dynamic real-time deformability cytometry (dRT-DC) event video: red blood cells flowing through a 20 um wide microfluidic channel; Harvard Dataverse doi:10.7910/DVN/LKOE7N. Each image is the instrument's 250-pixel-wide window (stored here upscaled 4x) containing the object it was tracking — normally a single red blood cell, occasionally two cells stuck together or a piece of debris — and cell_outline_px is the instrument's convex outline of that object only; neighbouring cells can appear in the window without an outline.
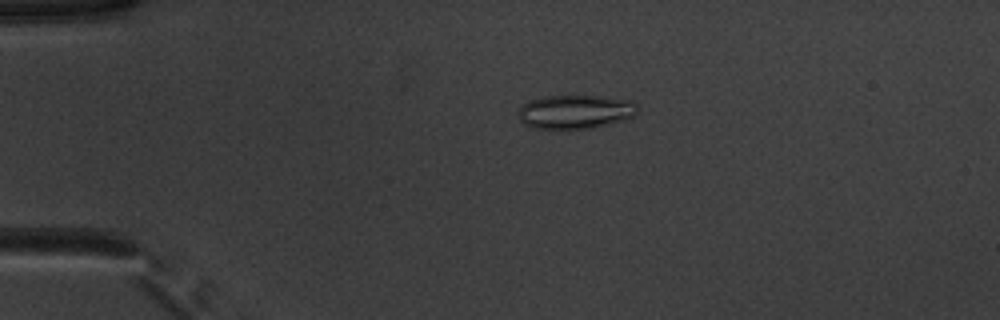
{"species": "common noctule bat (a hibernating species)", "species_latin": "Nyctalus noctula", "temperature_condition": "warm", "stored_images_in_passage": 48, "camera_frame_rate_fps": 3000, "um_per_image_px": 0.085, "animal": {"sex": "male", "body_mass_g": 20.1, "forearm_length_mm": 53.5}, "frame": {"image": 1, "passage_image": 8, "time_ms": 2.333, "image_size_px": [1000, 320], "cell_outline_px": [[636, 112], [632, 116], [624, 120], [592, 128], [532, 128], [524, 124], [520, 120], [520, 108], [528, 100], [544, 96], [596, 96], [632, 100], [636, 104]], "centroid_in_image_um": [48.89, 9.49], "position_along_channel_um": 36.1, "area_um2": 23.24}}
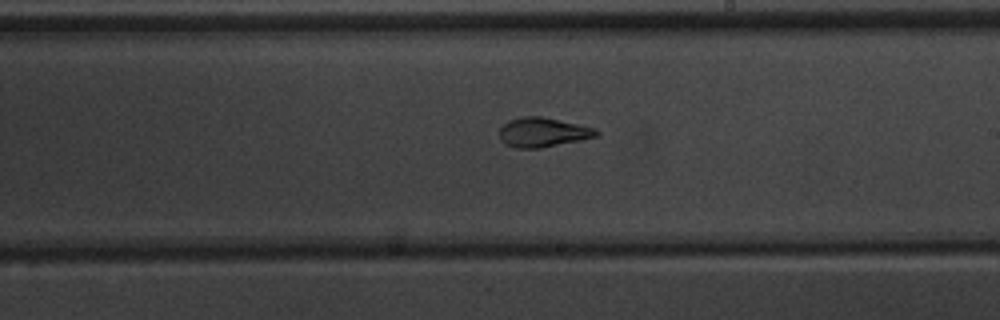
{"frame": {"image": 2, "passage_image": 27, "time_ms": 8.667, "image_size_px": [1000, 320], "cell_outline_px": [[600, 136], [540, 148], [516, 148], [504, 144], [500, 140], [500, 128], [508, 120], [524, 116], [540, 116], [596, 128], [600, 132]], "centroid_in_image_um": [46.15, 11.25], "position_along_channel_um": 242.9, "area_um2": 16.65}}
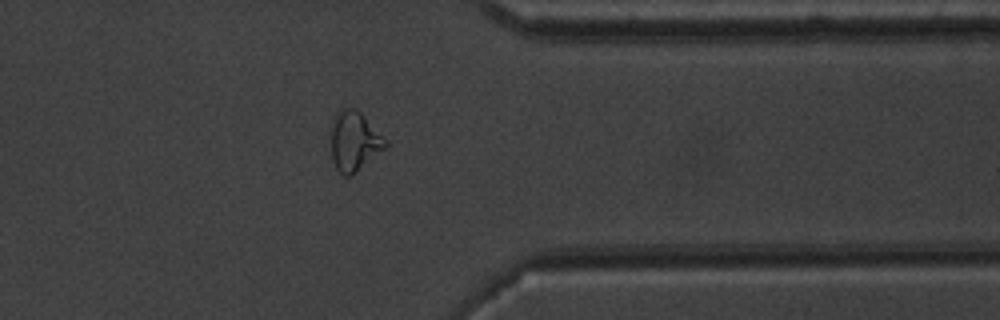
{"frame": {"image": 3, "passage_image": 38, "time_ms": 12.333, "image_size_px": [1000, 320], "cell_outline_px": [[388, 144], [384, 148], [352, 176], [344, 176], [336, 168], [332, 160], [332, 124], [336, 112], [344, 108], [356, 108], [388, 140]], "centroid_in_image_um": [30.12, 12.0], "position_along_channel_um": 381.3, "area_um2": 18.73}, "authors_computed_cell_mechanics": {"area_um2": 18.785, "velocity_mm_per_s": 3.9444, "shape_relaxation_time_tau1_ms": null, "shape_relaxation_time_tau2_ms": 1.3032, "deformation_change_tau1": null, "deformation_change_tau2": 0.0798}}